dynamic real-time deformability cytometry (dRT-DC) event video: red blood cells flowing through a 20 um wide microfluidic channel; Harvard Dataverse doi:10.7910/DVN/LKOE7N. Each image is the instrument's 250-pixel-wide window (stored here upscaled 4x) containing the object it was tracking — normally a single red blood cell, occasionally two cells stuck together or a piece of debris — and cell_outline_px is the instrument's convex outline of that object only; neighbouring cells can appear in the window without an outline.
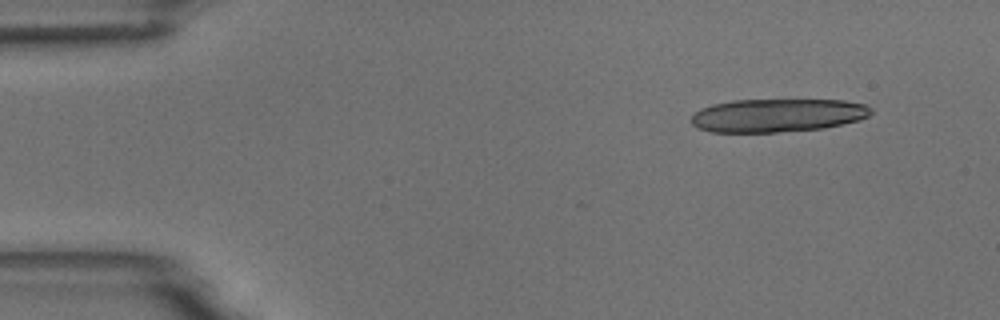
{"species": "common noctule bat (a hibernating species)", "species_latin": "Nyctalus noctula", "temperature_condition": "room temperature", "stored_images_in_passage": 4, "camera_frame_rate_fps": 3000, "um_per_image_px": 0.085, "animal": {"sex": "male", "body_mass_g": 18.8}, "frame": {"image": 1, "passage_image": 1, "time_ms": 0.0, "image_size_px": [1000, 320], "cell_outline_px": [[872, 112], [868, 116], [860, 120], [824, 128], [776, 132], [708, 132], [696, 128], [692, 124], [692, 116], [700, 108], [712, 104], [732, 100], [844, 100], [864, 104], [872, 108]], "centroid_in_image_um": [66.07, 9.8], "position_along_channel_um": 18.9, "area_um2": 35.03}}